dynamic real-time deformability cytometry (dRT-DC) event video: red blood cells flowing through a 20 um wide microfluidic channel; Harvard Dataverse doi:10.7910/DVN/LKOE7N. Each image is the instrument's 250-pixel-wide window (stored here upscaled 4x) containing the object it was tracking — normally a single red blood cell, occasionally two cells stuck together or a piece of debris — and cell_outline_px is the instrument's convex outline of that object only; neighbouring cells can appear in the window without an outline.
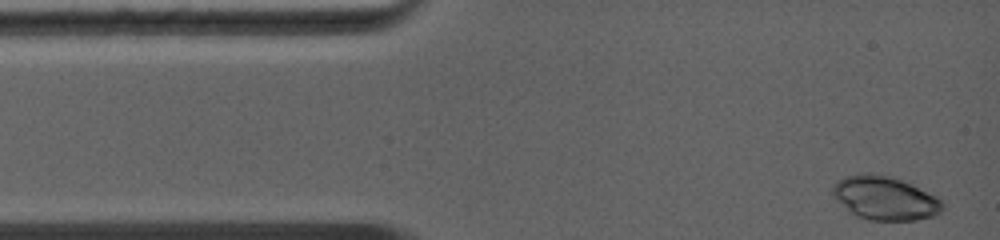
{"species": "common noctule bat (a hibernating species)", "species_latin": "Nyctalus noctula", "temperature_condition": "warm", "stored_images_in_passage": 32, "camera_frame_rate_fps": 5000, "um_per_image_px": 0.085, "animal": {"sex": "female", "body_mass_g": 19.0, "forearm_length_mm": 56.7}, "frame": {"image": 1, "passage_image": 1, "time_ms": 0.0, "image_size_px": [1000, 240], "cell_outline_px": [[944, 208], [940, 212], [932, 216], [916, 220], [868, 220], [856, 216], [848, 212], [832, 196], [832, 184], [836, 180], [844, 176], [860, 172], [888, 176], [912, 184], [936, 196], [944, 204]], "centroid_in_image_um": [75.15, 16.84], "position_along_channel_um": 9.8, "area_um2": 28.21}}
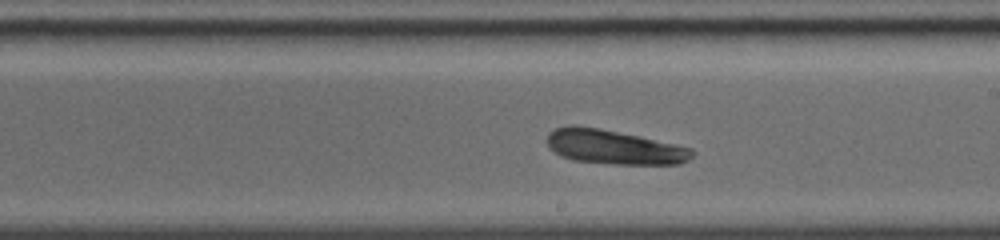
{"frame": {"image": 2, "passage_image": 20, "time_ms": 6.6, "image_size_px": [1000, 240], "cell_outline_px": [[696, 152], [688, 160], [680, 164], [616, 164], [572, 160], [560, 156], [548, 144], [548, 132], [556, 128], [568, 124], [576, 124], [600, 128], [692, 148]], "centroid_in_image_um": [52.17, 12.49], "position_along_channel_um": 236.8, "area_um2": 28.9}}
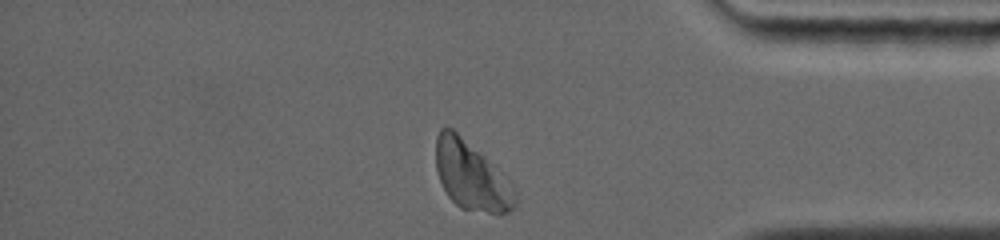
{"frame": {"image": 3, "passage_image": 31, "time_ms": 10.6, "image_size_px": [1000, 240], "cell_outline_px": [[516, 200], [512, 208], [508, 212], [500, 216], [460, 208], [448, 196], [440, 180], [436, 168], [436, 136], [440, 128], [452, 128], [516, 192]], "centroid_in_image_um": [39.99, 15.04], "position_along_channel_um": 395.2, "area_um2": 30.11}, "authors_computed_cell_mechanics": {"area_um2": 28.7844, "velocity_mm_per_s": 4.4311, "shape_relaxation_time_tau1_ms": 1.0703, "shape_relaxation_time_tau2_ms": null, "deformation_change_tau1": null, "deformation_change_tau2": null}}